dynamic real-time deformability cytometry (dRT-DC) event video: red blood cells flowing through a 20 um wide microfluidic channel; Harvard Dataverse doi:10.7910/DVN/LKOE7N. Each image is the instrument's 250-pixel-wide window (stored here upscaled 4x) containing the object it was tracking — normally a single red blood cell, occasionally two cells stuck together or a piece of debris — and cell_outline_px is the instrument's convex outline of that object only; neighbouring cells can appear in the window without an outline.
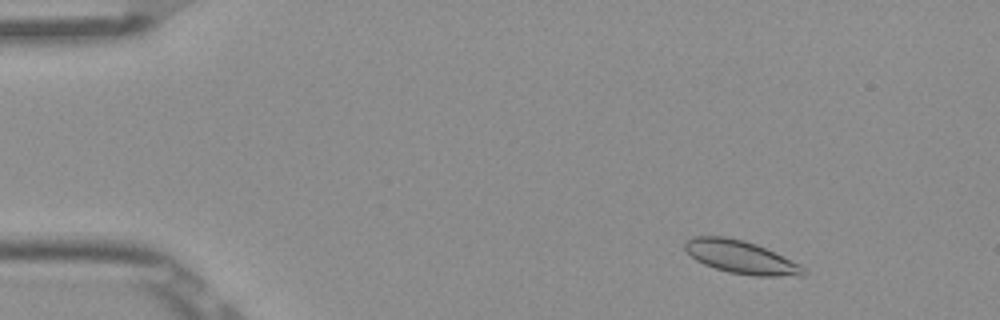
{"species": "Egyptian fruit bat (a non-hibernating species)", "species_latin": "Rousettus aegyptiacus", "temperature_condition": "room temperature", "stored_images_in_passage": 52, "camera_frame_rate_fps": 3000, "um_per_image_px": 0.085, "frame": {"image": 1, "passage_image": 6, "time_ms": 1.667, "image_size_px": [1000, 320], "cell_outline_px": [[808, 272], [804, 276], [756, 276], [728, 272], [704, 264], [696, 260], [684, 248], [684, 240], [692, 236], [724, 236], [744, 240], [756, 244], [800, 264]], "centroid_in_image_um": [62.97, 21.85], "position_along_channel_um": 22.0, "area_um2": 22.77}}
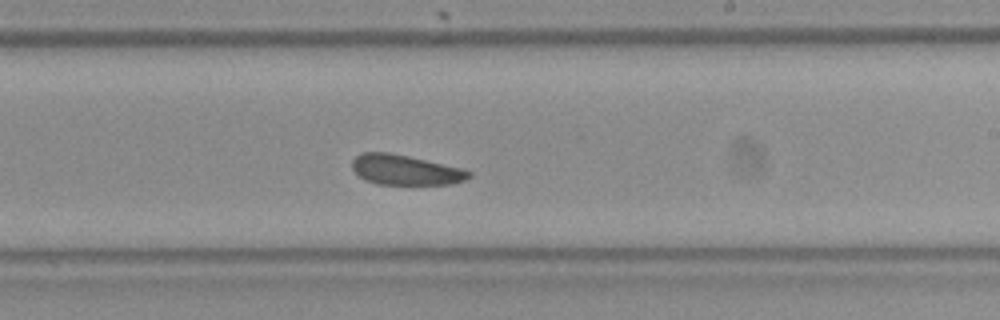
{"frame": {"image": 2, "passage_image": 31, "time_ms": 10.0, "image_size_px": [1000, 320], "cell_outline_px": [[472, 176], [464, 180], [452, 184], [376, 184], [360, 176], [352, 168], [352, 160], [356, 156], [364, 152], [388, 152], [408, 156], [464, 168], [472, 172]], "centroid_in_image_um": [34.5, 14.44], "position_along_channel_um": 254.5, "area_um2": 20.4}}
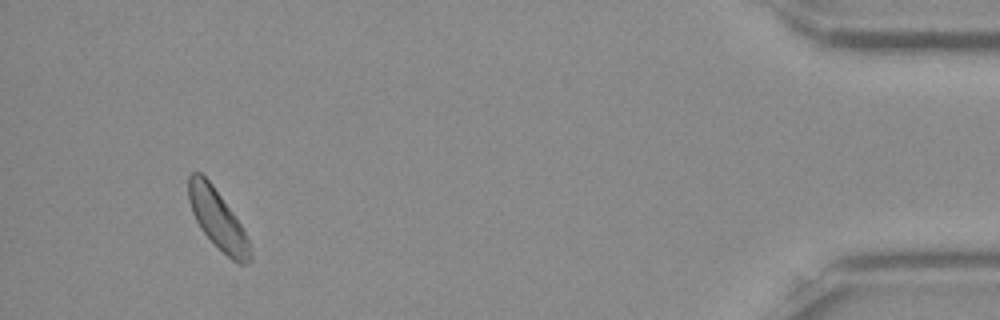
{"frame": {"image": 3, "passage_image": 49, "time_ms": 16.0, "image_size_px": [1000, 320], "cell_outline_px": [[252, 260], [244, 264], [240, 264], [232, 260], [200, 228], [192, 212], [188, 200], [188, 176], [192, 172], [200, 172], [212, 184], [232, 212], [240, 224], [248, 240], [252, 252]], "centroid_in_image_um": [18.49, 18.62], "position_along_channel_um": 416.7, "area_um2": 20.87}}